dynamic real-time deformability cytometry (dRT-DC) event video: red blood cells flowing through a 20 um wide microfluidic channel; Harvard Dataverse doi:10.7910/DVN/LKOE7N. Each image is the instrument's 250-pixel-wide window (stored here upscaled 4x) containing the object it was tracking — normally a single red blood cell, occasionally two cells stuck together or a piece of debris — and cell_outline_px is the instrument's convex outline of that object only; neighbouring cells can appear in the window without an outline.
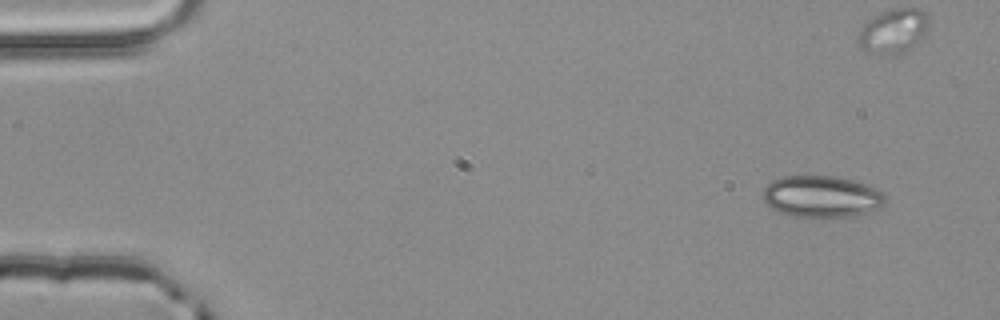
{"species": "common noctule bat (a hibernating species)", "species_latin": "Nyctalus noctula", "temperature_condition": "room temperature", "stored_images_in_passage": 4, "camera_frame_rate_fps": 3000, "um_per_image_px": 0.085, "animal": {"sex": "male", "body_mass_g": 20.4}, "frame": {"image": 1, "passage_image": 1, "time_ms": 0.0, "image_size_px": [1000, 320], "cell_outline_px": [[884, 204], [876, 212], [844, 216], [796, 216], [780, 212], [764, 204], [760, 196], [764, 188], [772, 180], [784, 176], [836, 176], [852, 180], [876, 188], [884, 196]], "centroid_in_image_um": [69.8, 16.7], "position_along_channel_um": 15.2, "area_um2": 29.65}}